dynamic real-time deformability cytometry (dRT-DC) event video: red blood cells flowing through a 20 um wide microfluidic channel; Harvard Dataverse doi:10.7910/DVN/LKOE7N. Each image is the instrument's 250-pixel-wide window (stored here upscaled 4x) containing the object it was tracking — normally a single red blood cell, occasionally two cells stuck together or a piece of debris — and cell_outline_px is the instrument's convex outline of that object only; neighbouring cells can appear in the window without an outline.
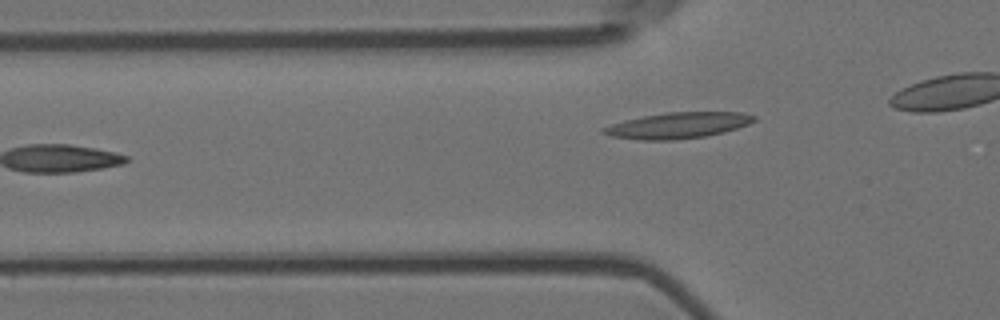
{"species": "Egyptian fruit bat (a non-hibernating species)", "species_latin": "Rousettus aegyptiacus", "temperature_condition": "room temperature", "stored_images_in_passage": 6, "camera_frame_rate_fps": 3000, "um_per_image_px": 0.085, "animal": {"sex": "female"}, "frame": {"image": 1, "passage_image": 6, "time_ms": 1.667, "image_size_px": [1000, 320], "cell_outline_px": [[756, 120], [748, 124], [736, 128], [704, 136], [672, 140], [636, 140], [612, 136], [600, 132], [600, 128], [624, 120], [644, 116], [668, 112], [740, 112], [756, 116]], "centroid_in_image_um": [57.57, 10.66], "position_along_channel_um": 68.2, "area_um2": 22.6}}